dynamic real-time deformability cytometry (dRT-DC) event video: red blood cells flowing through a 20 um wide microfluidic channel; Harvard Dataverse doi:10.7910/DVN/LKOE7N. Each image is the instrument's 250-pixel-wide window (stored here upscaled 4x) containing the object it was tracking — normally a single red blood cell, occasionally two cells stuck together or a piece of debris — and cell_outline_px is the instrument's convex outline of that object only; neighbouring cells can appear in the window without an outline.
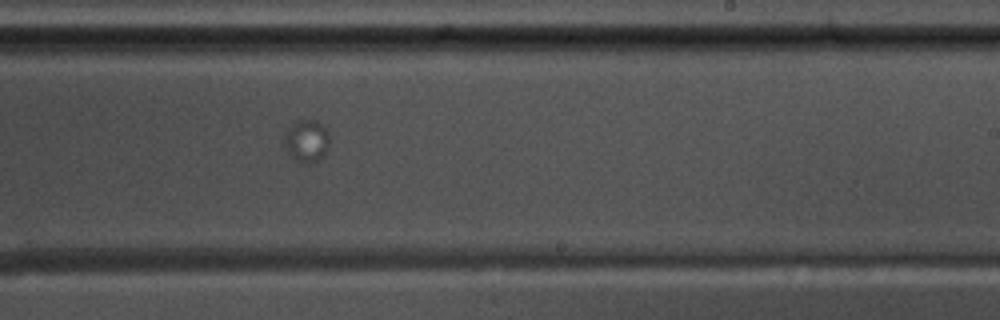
{"species": "common noctule bat (a hibernating species)", "species_latin": "Nyctalus noctula", "temperature_condition": "warm", "stored_images_in_passage": 30, "camera_frame_rate_fps": 3000, "um_per_image_px": 0.085, "animal": {"sex": "male", "body_mass_g": 17.5, "forearm_length_mm": 52.3}, "frame": {"image": 1, "passage_image": 18, "time_ms": 5.667, "image_size_px": [1000, 320], "cell_outline_px": [[328, 148], [324, 156], [312, 164], [304, 164], [292, 156], [284, 140], [284, 136], [288, 128], [292, 124], [300, 120], [316, 120], [328, 132]], "centroid_in_image_um": [26.09, 11.99], "position_along_channel_um": 262.9, "area_um2": 10.87}}
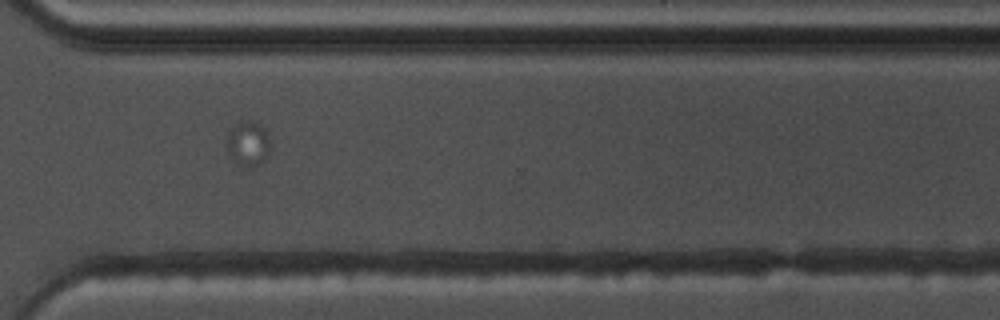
{"frame": {"image": 2, "passage_image": 26, "time_ms": 8.333, "image_size_px": [1000, 320], "cell_outline_px": [[268, 152], [264, 160], [260, 164], [252, 168], [248, 168], [240, 164], [232, 156], [228, 148], [228, 132], [236, 124], [244, 120], [256, 120], [268, 132]], "centroid_in_image_um": [21.12, 12.17], "position_along_channel_um": 349.5, "area_um2": 11.1}}
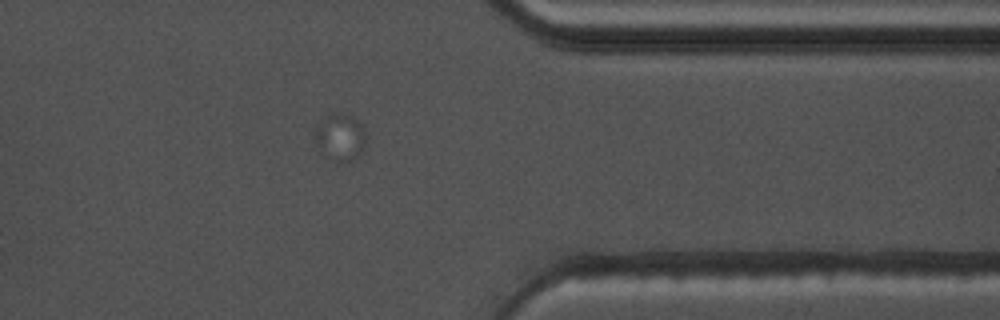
{"frame": {"image": 3, "passage_image": 30, "time_ms": 9.667, "image_size_px": [1000, 320], "cell_outline_px": [[368, 136], [364, 148], [348, 164], [336, 164], [312, 140], [312, 136], [316, 128], [328, 116], [344, 112], [352, 116], [364, 128]], "centroid_in_image_um": [28.95, 11.71], "position_along_channel_um": 382.5, "area_um2": 14.16}}